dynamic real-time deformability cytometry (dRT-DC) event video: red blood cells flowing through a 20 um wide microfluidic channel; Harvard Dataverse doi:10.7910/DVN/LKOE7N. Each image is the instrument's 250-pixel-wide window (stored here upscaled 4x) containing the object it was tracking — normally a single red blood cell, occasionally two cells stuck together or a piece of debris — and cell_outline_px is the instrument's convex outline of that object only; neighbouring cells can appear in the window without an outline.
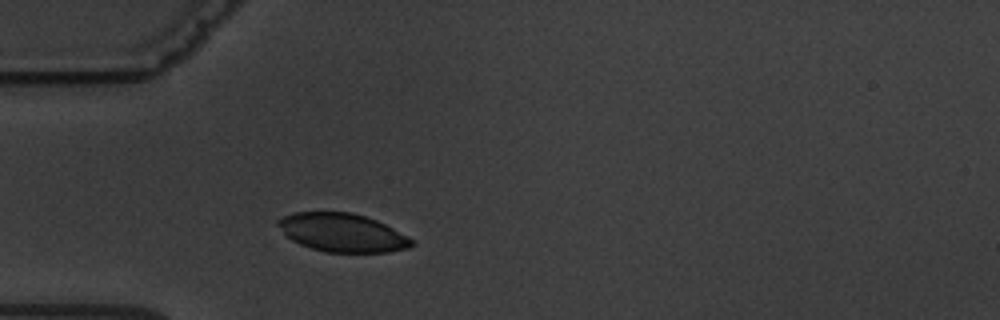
{"species": "common noctule bat (a hibernating species)", "species_latin": "Nyctalus noctula", "temperature_condition": "warm", "stored_images_in_passage": 1, "camera_frame_rate_fps": 3000, "um_per_image_px": 0.085, "animal": {"sex": "male", "body_mass_g": 19.5, "forearm_length_mm": 54.6}, "frame": {"image": 1, "passage_image": 1, "time_ms": 0.0, "image_size_px": [1000, 320], "cell_outline_px": [[416, 244], [408, 248], [388, 252], [324, 252], [300, 244], [292, 240], [276, 224], [276, 220], [284, 216], [296, 212], [352, 212], [376, 220], [408, 236]], "centroid_in_image_um": [29.1, 19.77], "position_along_channel_um": 55.9, "area_um2": 29.71}}